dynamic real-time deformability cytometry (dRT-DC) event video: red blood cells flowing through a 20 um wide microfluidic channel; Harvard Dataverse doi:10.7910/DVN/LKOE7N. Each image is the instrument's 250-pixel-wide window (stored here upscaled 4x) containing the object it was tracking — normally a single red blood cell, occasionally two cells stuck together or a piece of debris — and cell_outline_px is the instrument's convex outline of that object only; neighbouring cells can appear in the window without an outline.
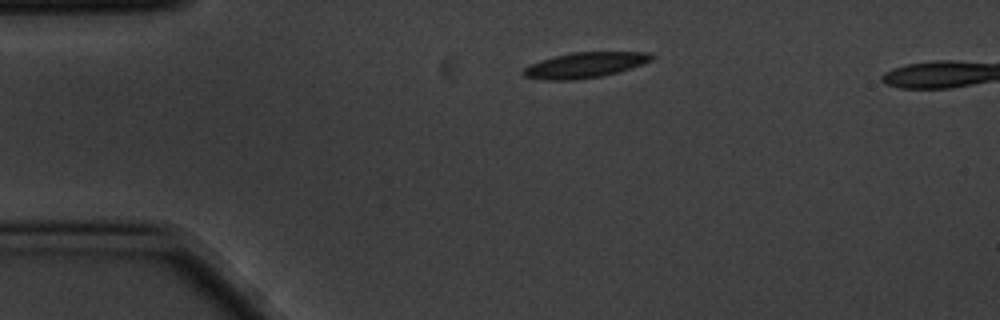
{"species": "common noctule bat (a hibernating species)", "species_latin": "Nyctalus noctula", "temperature_condition": "cold", "stored_images_in_passage": 4, "camera_frame_rate_fps": 3000, "um_per_image_px": 0.085, "animal": {"sex": "male", "body_mass_g": 20.1, "forearm_length_mm": 53.5}, "frame": {"image": 1, "passage_image": 4, "time_ms": 1.0, "image_size_px": [1000, 320], "cell_outline_px": [[656, 56], [652, 60], [632, 68], [600, 76], [576, 80], [544, 80], [524, 76], [520, 72], [528, 64], [540, 60], [572, 52], [652, 52]], "centroid_in_image_um": [49.71, 5.53], "position_along_channel_um": 35.3, "area_um2": 19.13}}